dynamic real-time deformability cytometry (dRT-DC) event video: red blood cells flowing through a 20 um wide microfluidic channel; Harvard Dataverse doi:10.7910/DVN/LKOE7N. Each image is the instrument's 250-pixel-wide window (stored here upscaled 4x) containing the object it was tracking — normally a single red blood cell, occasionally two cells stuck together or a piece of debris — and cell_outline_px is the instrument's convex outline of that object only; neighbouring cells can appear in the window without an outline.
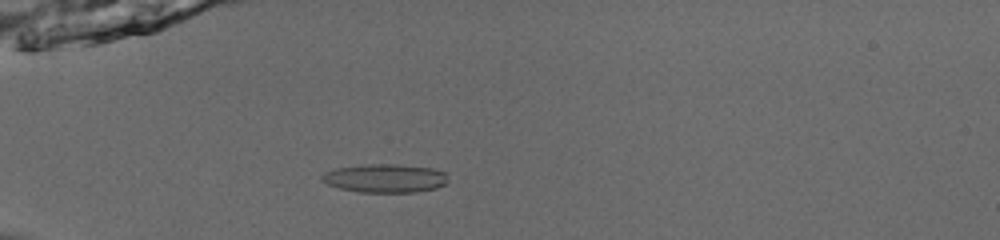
{"species": "common noctule bat (a hibernating species)", "species_latin": "Nyctalus noctula", "temperature_condition": "room temperature", "stored_images_in_passage": 53, "camera_frame_rate_fps": 3000, "um_per_image_px": 0.085, "animal": {"sex": "male", "body_mass_g": 13.0, "forearm_length_mm": 53.1}, "frame": {"image": 1, "passage_image": 17, "time_ms": 5.333, "image_size_px": [1000, 240], "cell_outline_px": [[448, 180], [444, 184], [436, 188], [416, 192], [360, 192], [340, 188], [328, 184], [320, 180], [320, 176], [324, 172], [336, 168], [368, 164], [396, 164], [432, 168], [444, 172]], "centroid_in_image_um": [32.71, 15.15], "position_along_channel_um": 52.3, "area_um2": 20.92}}
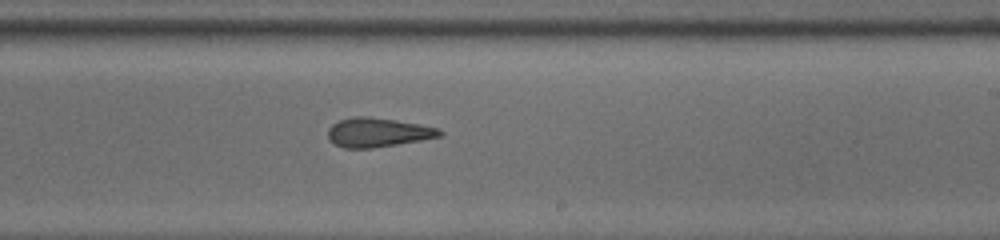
{"frame": {"image": 2, "passage_image": 34, "time_ms": 11.0, "image_size_px": [1000, 240], "cell_outline_px": [[444, 136], [372, 148], [344, 148], [328, 140], [328, 128], [332, 124], [340, 120], [356, 116], [368, 116], [396, 120], [420, 124], [440, 128], [444, 132]], "centroid_in_image_um": [32.14, 11.25], "position_along_channel_um": 256.9, "area_um2": 19.07}}
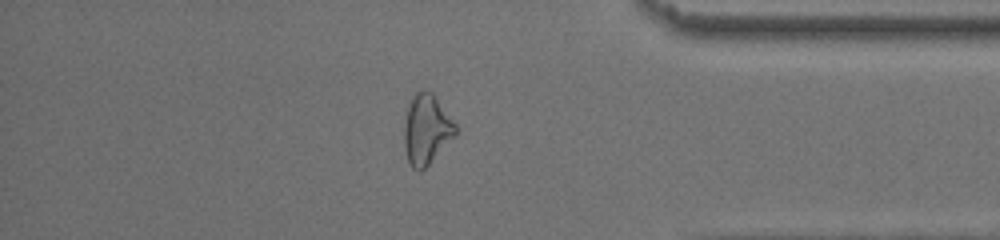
{"frame": {"image": 3, "passage_image": 46, "time_ms": 15.0, "image_size_px": [1000, 240], "cell_outline_px": [[456, 132], [428, 164], [420, 172], [412, 168], [408, 164], [404, 144], [404, 124], [408, 104], [412, 96], [420, 88], [424, 88], [432, 92], [456, 124]], "centroid_in_image_um": [36.2, 10.96], "position_along_channel_um": 399.0, "area_um2": 20.75}, "authors_computed_cell_mechanics": {"area_um2": 19.9988, "velocity_mm_per_s": 3.9307, "shape_relaxation_time_tau1_ms": null, "shape_relaxation_time_tau2_ms": 2.7064, "deformation_change_tau1": null, "deformation_change_tau2": 0.1146}}